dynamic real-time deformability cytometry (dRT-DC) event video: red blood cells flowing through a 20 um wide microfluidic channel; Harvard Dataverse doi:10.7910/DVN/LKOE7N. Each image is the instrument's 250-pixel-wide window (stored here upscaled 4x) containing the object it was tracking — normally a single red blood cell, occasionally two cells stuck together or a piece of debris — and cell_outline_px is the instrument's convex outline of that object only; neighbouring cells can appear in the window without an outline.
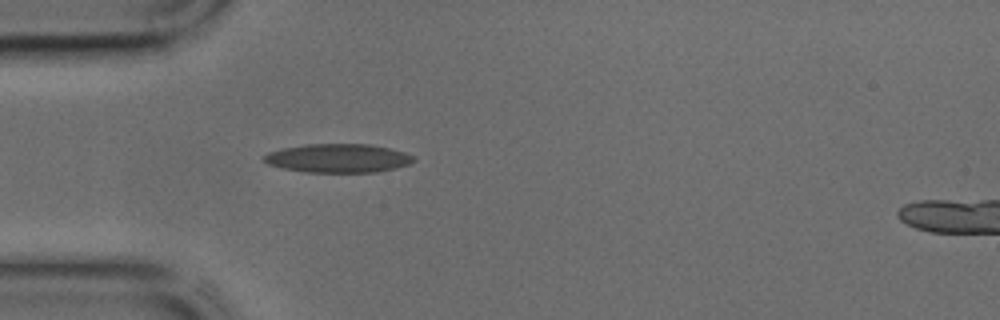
{"species": "common noctule bat (a hibernating species)", "species_latin": "Nyctalus noctula", "temperature_condition": "cold", "stored_images_in_passage": 31, "camera_frame_rate_fps": 3000, "um_per_image_px": 0.085, "animal": {"sex": "male", "body_mass_g": 17.9, "forearm_length_mm": 54.2}, "frame": {"image": 1, "passage_image": 5, "time_ms": 1.333, "image_size_px": [1000, 320], "cell_outline_px": [[416, 160], [408, 164], [396, 168], [376, 172], [304, 172], [284, 168], [268, 164], [264, 160], [264, 156], [268, 152], [284, 148], [308, 144], [368, 144], [388, 148], [404, 152], [416, 156]], "centroid_in_image_um": [28.77, 13.45], "position_along_channel_um": 56.2, "area_um2": 24.91}}
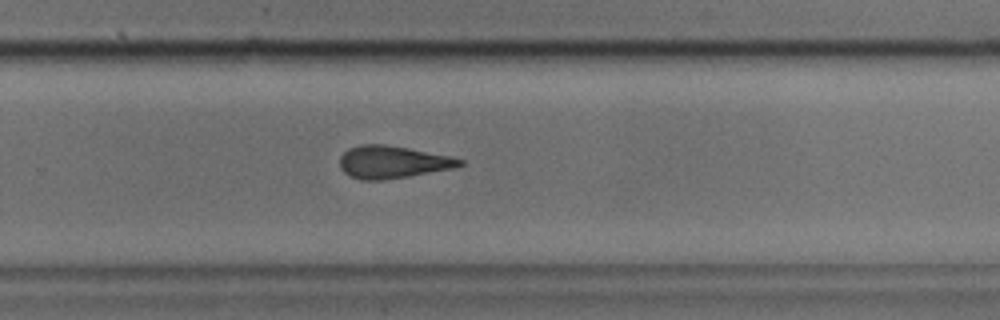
{"frame": {"image": 2, "passage_image": 21, "time_ms": 6.667, "image_size_px": [1000, 320], "cell_outline_px": [[464, 164], [456, 168], [408, 176], [380, 180], [360, 180], [348, 176], [340, 168], [340, 156], [348, 148], [360, 144], [384, 144], [408, 148], [452, 156], [464, 160]], "centroid_in_image_um": [33.37, 13.77], "position_along_channel_um": 296.4, "area_um2": 22.89}}
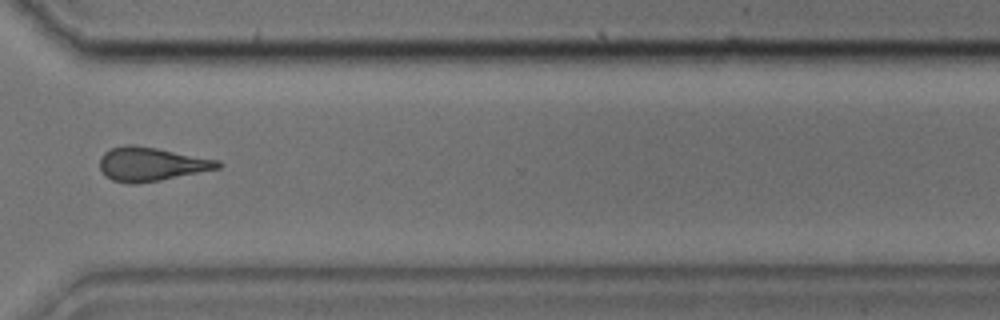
{"frame": {"image": 3, "passage_image": 25, "time_ms": 8.0, "image_size_px": [1000, 320], "cell_outline_px": [[224, 164], [220, 168], [160, 180], [136, 184], [132, 184], [112, 180], [104, 176], [100, 168], [100, 160], [104, 152], [112, 148], [128, 144], [132, 144], [156, 148], [220, 160]], "centroid_in_image_um": [12.86, 13.95], "position_along_channel_um": 357.7, "area_um2": 23.24}}